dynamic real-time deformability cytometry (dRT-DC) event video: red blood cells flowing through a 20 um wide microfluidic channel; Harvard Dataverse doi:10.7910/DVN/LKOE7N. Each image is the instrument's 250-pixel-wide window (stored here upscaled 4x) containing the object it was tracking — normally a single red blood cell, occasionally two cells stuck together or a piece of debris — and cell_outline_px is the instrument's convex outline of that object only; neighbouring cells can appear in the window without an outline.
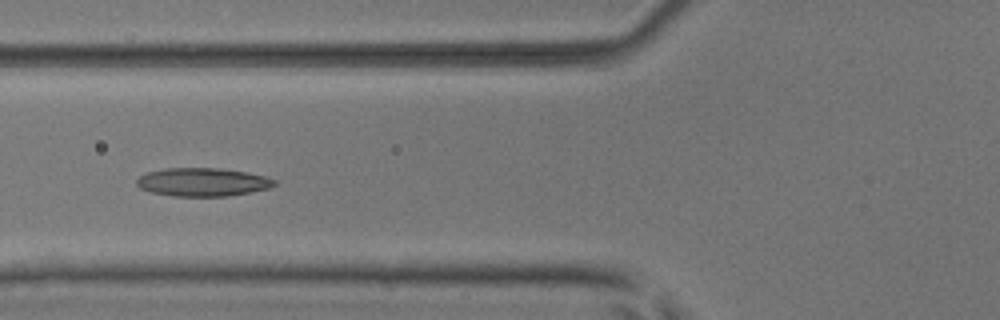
{"species": "common noctule bat (a hibernating species)", "species_latin": "Nyctalus noctula", "temperature_condition": "room temperature", "stored_images_in_passage": 46, "segment_of_instrument_passage": [1, 2], "camera_frame_rate_fps": 3000, "um_per_image_px": 0.085, "animal": {"sex": "male", "body_mass_g": 17.9, "forearm_length_mm": 54.2}, "frame": {"image": 1, "passage_image": 14, "time_ms": 4.333, "image_size_px": [1000, 320], "cell_outline_px": [[276, 184], [272, 188], [252, 192], [228, 196], [172, 196], [152, 192], [140, 188], [136, 184], [136, 180], [140, 176], [148, 172], [168, 168], [220, 168], [248, 172], [264, 176], [276, 180]], "centroid_in_image_um": [17.27, 15.48], "position_along_channel_um": 108.5, "area_um2": 22.83}}
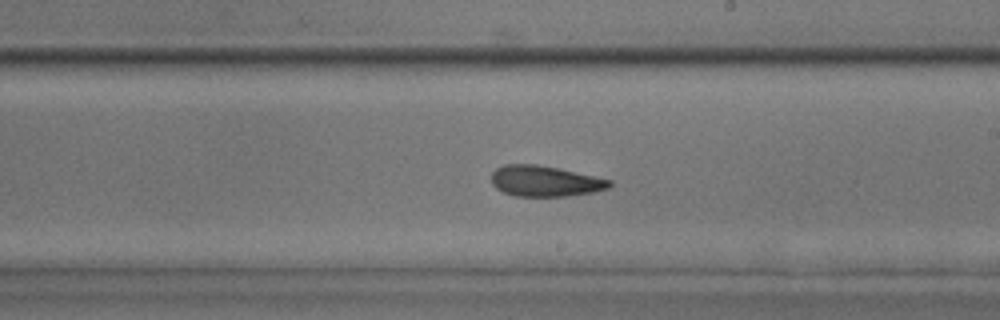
{"frame": {"image": 2, "passage_image": 24, "time_ms": 7.667, "image_size_px": [1000, 320], "cell_outline_px": [[612, 184], [608, 188], [592, 192], [568, 196], [516, 196], [504, 192], [496, 188], [492, 184], [492, 172], [496, 168], [504, 164], [536, 164], [596, 176], [612, 180]], "centroid_in_image_um": [46.32, 15.39], "position_along_channel_um": 242.7, "area_um2": 21.1}}
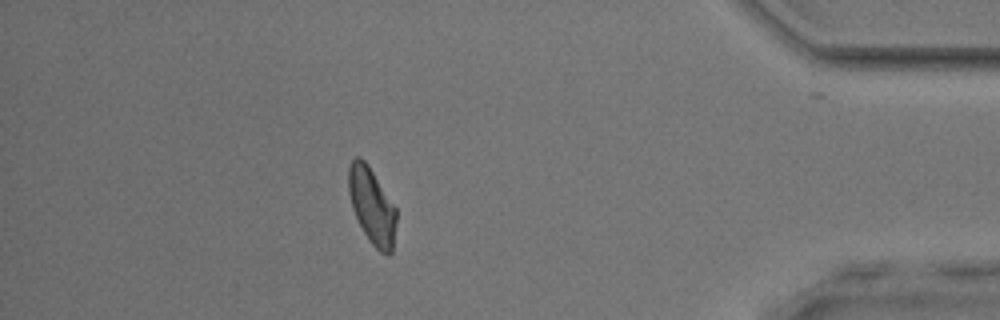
{"frame": {"image": 3, "passage_image": 39, "time_ms": 12.667, "image_size_px": [1000, 320], "cell_outline_px": [[396, 224], [392, 252], [388, 256], [380, 252], [368, 240], [352, 208], [348, 192], [348, 168], [352, 160], [356, 156], [360, 156], [368, 164], [396, 208]], "centroid_in_image_um": [31.61, 17.5], "position_along_channel_um": 403.6, "area_um2": 21.21}}